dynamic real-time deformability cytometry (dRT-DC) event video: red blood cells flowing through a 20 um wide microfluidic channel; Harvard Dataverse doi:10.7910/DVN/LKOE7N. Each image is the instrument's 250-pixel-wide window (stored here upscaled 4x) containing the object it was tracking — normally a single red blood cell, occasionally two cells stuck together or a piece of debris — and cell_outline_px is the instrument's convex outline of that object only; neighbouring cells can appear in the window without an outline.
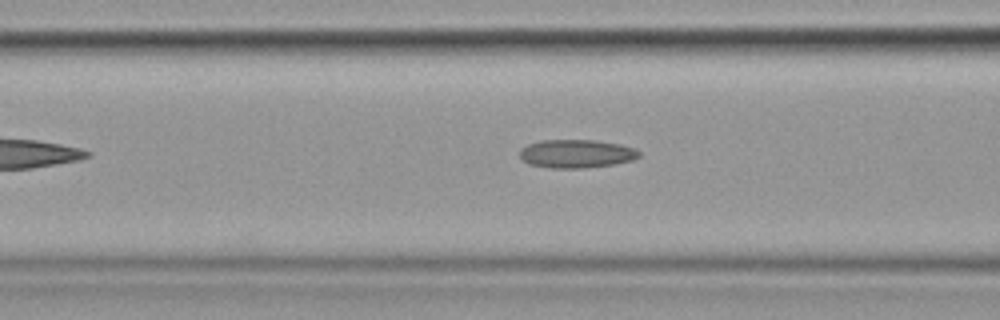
{"species": "common noctule bat (a hibernating species)", "species_latin": "Nyctalus noctula", "temperature_condition": "cold", "stored_images_in_passage": 8, "camera_frame_rate_fps": 3000, "um_per_image_px": 0.085, "animal": {"sex": "female", "body_mass_g": 19.9}, "frame": {"image": 1, "passage_image": 6, "time_ms": 1.667, "image_size_px": [1000, 320], "cell_outline_px": [[640, 156], [632, 160], [612, 164], [584, 168], [552, 168], [528, 164], [520, 156], [520, 148], [528, 144], [540, 140], [596, 140], [620, 144], [632, 148], [640, 152]], "centroid_in_image_um": [48.96, 13.06], "position_along_channel_um": 117.6, "area_um2": 19.65}}